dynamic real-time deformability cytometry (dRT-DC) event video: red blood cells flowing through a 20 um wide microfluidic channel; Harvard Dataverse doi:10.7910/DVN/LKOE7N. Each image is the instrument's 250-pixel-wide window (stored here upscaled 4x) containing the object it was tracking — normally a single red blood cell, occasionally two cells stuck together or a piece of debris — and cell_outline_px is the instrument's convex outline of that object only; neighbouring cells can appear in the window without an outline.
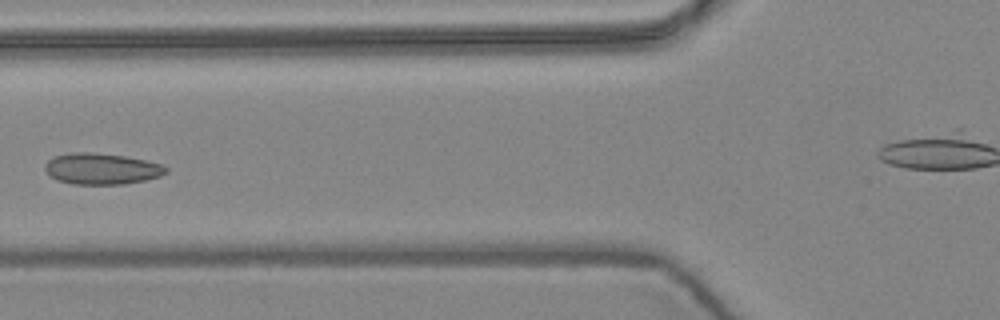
{"species": "common noctule bat (a hibernating species)", "species_latin": "Nyctalus noctula", "temperature_condition": "warm", "stored_images_in_passage": 10, "segment_of_instrument_passage": [1, 2], "camera_frame_rate_fps": 3000, "um_per_image_px": 0.085, "animal": {"sex": "female", "body_mass_g": 24.6, "forearm_length_mm": 56.2}, "frame": {"image": 1, "passage_image": 7, "time_ms": 2.0, "image_size_px": [1000, 320], "cell_outline_px": [[168, 172], [160, 176], [144, 180], [124, 184], [72, 184], [56, 180], [44, 168], [44, 164], [48, 160], [56, 156], [72, 152], [92, 152], [124, 156], [164, 164], [168, 168]], "centroid_in_image_um": [8.65, 14.34], "position_along_channel_um": 117.1, "area_um2": 21.96}}
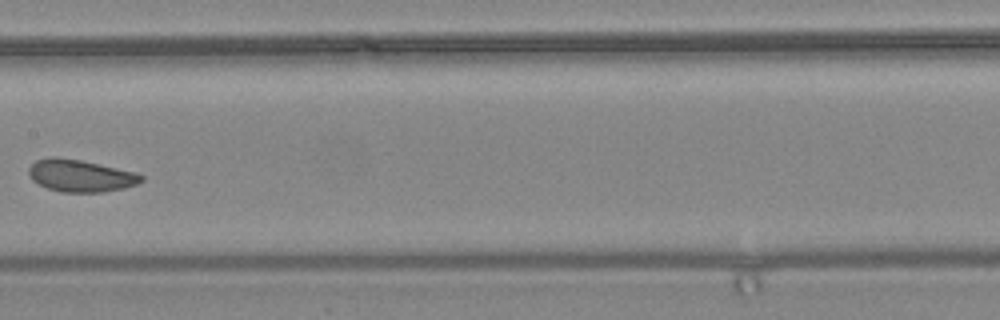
{"frame": {"image": 2, "passage_image": 9, "time_ms": 2.667, "image_size_px": [1000, 320], "cell_outline_px": [[144, 180], [136, 184], [124, 188], [100, 192], [60, 192], [48, 188], [32, 180], [28, 172], [28, 168], [36, 160], [52, 156], [80, 160], [136, 172], [144, 176]], "centroid_in_image_um": [6.84, 14.93], "position_along_channel_um": 200.6, "area_um2": 20.98}}